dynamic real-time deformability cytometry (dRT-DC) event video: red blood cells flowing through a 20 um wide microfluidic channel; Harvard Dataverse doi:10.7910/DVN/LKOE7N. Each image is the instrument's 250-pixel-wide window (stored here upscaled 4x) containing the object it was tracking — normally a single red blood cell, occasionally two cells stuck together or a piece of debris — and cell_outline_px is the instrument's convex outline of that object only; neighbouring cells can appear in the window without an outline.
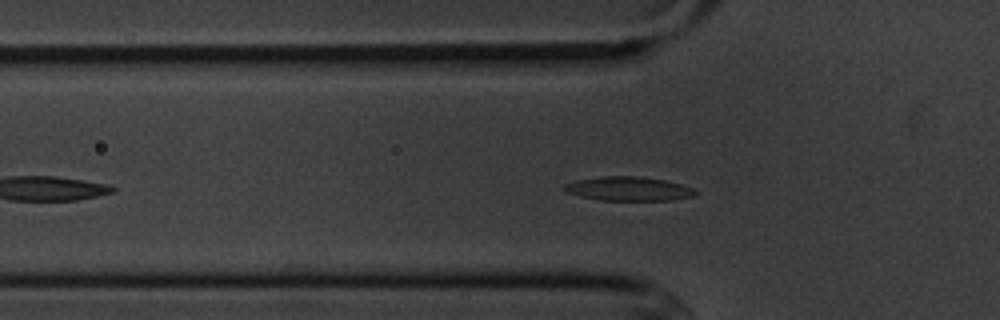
{"species": "common noctule bat (a hibernating species)", "species_latin": "Nyctalus noctula", "temperature_condition": "cold", "stored_images_in_passage": 39, "camera_frame_rate_fps": 3000, "um_per_image_px": 0.085, "animal": {"sex": "male", "body_mass_g": 20.1, "forearm_length_mm": 53.5}, "frame": {"image": 1, "passage_image": 11, "time_ms": 3.333, "image_size_px": [1000, 320], "cell_outline_px": [[696, 196], [672, 200], [600, 200], [580, 196], [564, 192], [560, 188], [564, 184], [576, 180], [600, 176], [640, 176], [664, 180], [680, 184], [692, 188], [696, 192]], "centroid_in_image_um": [53.36, 16.04], "position_along_channel_um": 72.4, "area_um2": 18.5}}
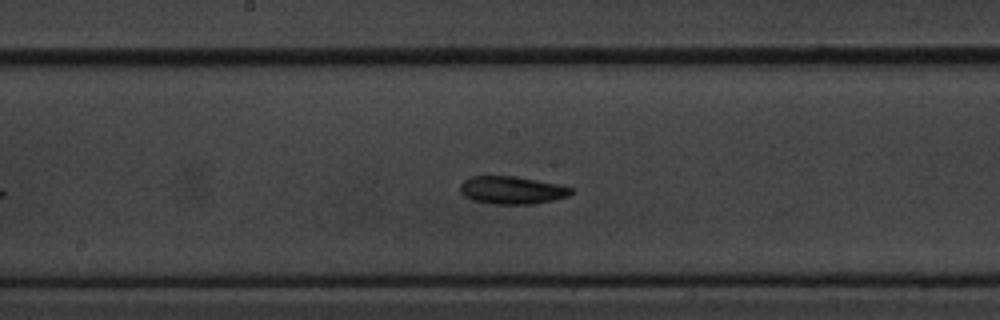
{"frame": {"image": 2, "passage_image": 22, "time_ms": 7.0, "image_size_px": [1000, 320], "cell_outline_px": [[572, 192], [568, 196], [552, 200], [532, 204], [492, 204], [472, 200], [464, 196], [460, 192], [460, 184], [464, 180], [472, 176], [516, 176], [556, 184], [572, 188]], "centroid_in_image_um": [43.46, 16.16], "position_along_channel_um": 204.7, "area_um2": 17.86}}
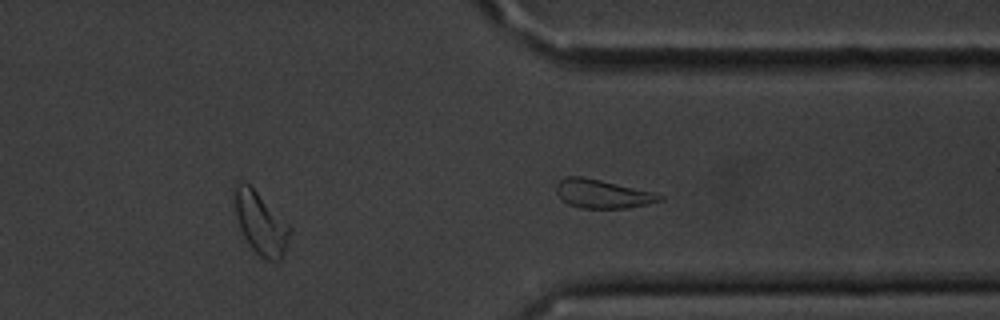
{"frame": {"image": 3, "passage_image": 35, "time_ms": 11.333, "image_size_px": [1000, 320], "cell_outline_px": [[292, 228], [284, 256], [280, 264], [276, 264], [260, 256], [248, 244], [240, 228], [236, 216], [232, 192], [236, 180], [244, 180]], "centroid_in_image_um": [22.14, 19.0], "position_along_channel_um": 389.3, "area_um2": 20.29}, "authors_computed_cell_mechanics": {"area_um2": 17.7446, "velocity_mm_per_s": 3.5879, "shape_relaxation_time_tau1_ms": 3.9948, "shape_relaxation_time_tau2_ms": null, "deformation_change_tau1": 0.1103, "deformation_change_tau2": null}}